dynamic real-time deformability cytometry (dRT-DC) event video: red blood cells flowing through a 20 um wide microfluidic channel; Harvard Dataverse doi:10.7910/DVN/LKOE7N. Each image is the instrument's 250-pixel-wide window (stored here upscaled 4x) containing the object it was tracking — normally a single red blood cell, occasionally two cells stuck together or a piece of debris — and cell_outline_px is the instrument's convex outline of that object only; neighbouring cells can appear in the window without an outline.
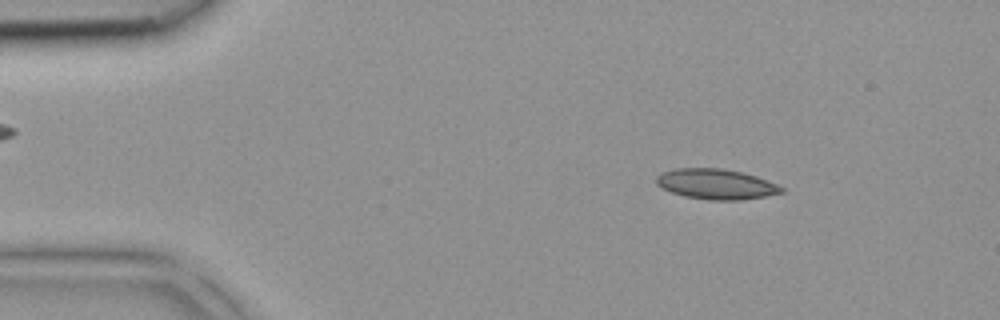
{"species": "common noctule bat (a hibernating species)", "species_latin": "Nyctalus noctula", "temperature_condition": "room temperature", "stored_images_in_passage": 40, "camera_frame_rate_fps": 3000, "um_per_image_px": 0.085, "animal": {"sex": "female", "body_mass_g": 18.4}, "frame": {"image": 1, "passage_image": 5, "time_ms": 1.333, "image_size_px": [1000, 320], "cell_outline_px": [[784, 192], [764, 196], [740, 200], [708, 200], [684, 196], [672, 192], [656, 184], [656, 176], [660, 172], [676, 168], [720, 168], [740, 172], [756, 176], [768, 180], [784, 188]], "centroid_in_image_um": [60.85, 15.64], "position_along_channel_um": 24.2, "area_um2": 22.02}}
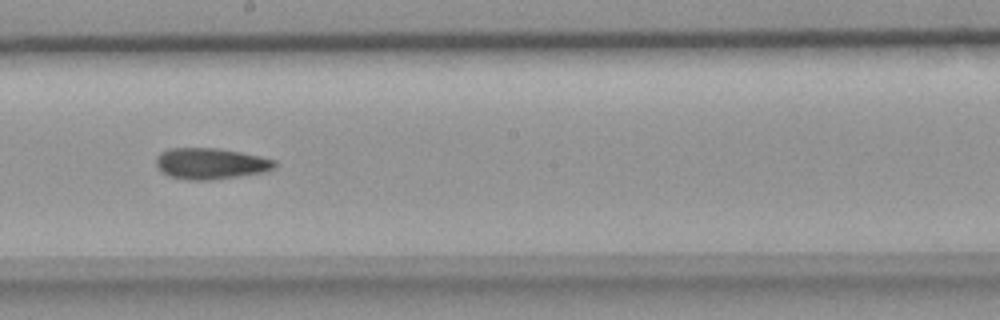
{"frame": {"image": 2, "passage_image": 22, "time_ms": 7.0, "image_size_px": [1000, 320], "cell_outline_px": [[276, 168], [260, 172], [236, 176], [208, 180], [192, 180], [168, 176], [156, 164], [156, 156], [160, 152], [168, 148], [220, 148], [260, 156], [276, 160]], "centroid_in_image_um": [17.89, 13.88], "position_along_channel_um": 230.3, "area_um2": 21.33}}
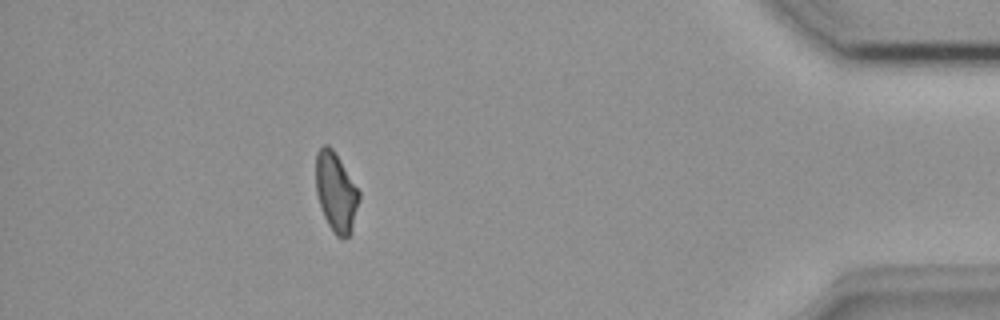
{"frame": {"image": 3, "passage_image": 36, "time_ms": 11.667, "image_size_px": [1000, 320], "cell_outline_px": [[360, 200], [352, 232], [348, 236], [336, 236], [328, 224], [324, 216], [316, 192], [316, 152], [324, 144], [328, 144], [332, 148], [340, 160], [360, 192]], "centroid_in_image_um": [28.57, 16.32], "position_along_channel_um": 406.6, "area_um2": 19.88}}